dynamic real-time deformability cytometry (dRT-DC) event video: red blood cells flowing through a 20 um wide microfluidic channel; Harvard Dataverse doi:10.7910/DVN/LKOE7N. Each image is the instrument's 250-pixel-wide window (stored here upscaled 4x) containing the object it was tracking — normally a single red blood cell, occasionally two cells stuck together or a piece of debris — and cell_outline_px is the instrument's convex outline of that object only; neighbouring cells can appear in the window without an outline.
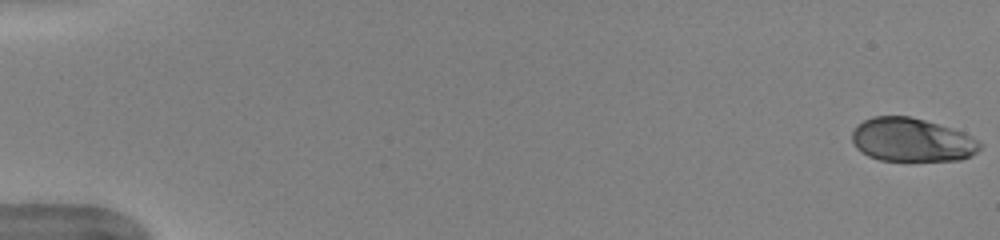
{"species": "human", "species_latin": "Homo sapiens", "temperature_condition": "warm", "stored_images_in_passage": 33, "camera_frame_rate_fps": 3000, "um_per_image_px": 0.085, "donor": {"sex": "female"}, "frame": {"image": 1, "passage_image": 1, "time_ms": 0.0, "image_size_px": [1000, 240], "cell_outline_px": [[980, 148], [972, 156], [960, 160], [880, 160], [868, 156], [856, 148], [852, 140], [852, 132], [856, 124], [872, 116], [908, 116], [924, 120], [964, 132], [972, 136], [980, 144]], "centroid_in_image_um": [77.48, 11.89], "position_along_channel_um": 7.5, "area_um2": 32.37}}
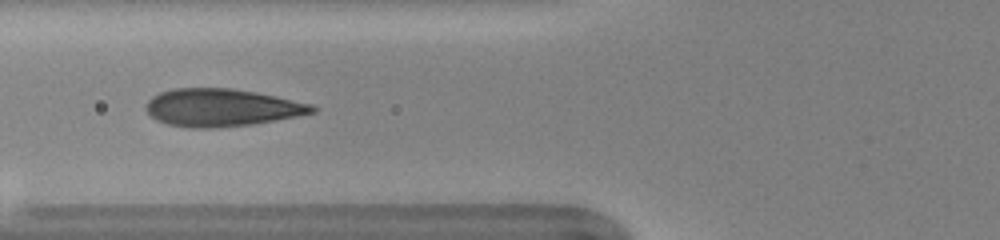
{"frame": {"image": 2, "passage_image": 21, "time_ms": 6.667, "image_size_px": [1000, 240], "cell_outline_px": [[316, 112], [276, 120], [252, 124], [216, 128], [192, 128], [168, 124], [156, 120], [144, 108], [144, 104], [152, 96], [160, 92], [172, 88], [232, 88], [256, 92], [276, 96], [312, 104], [316, 108]], "centroid_in_image_um": [18.81, 9.14], "position_along_channel_um": 107.0, "area_um2": 36.53}}
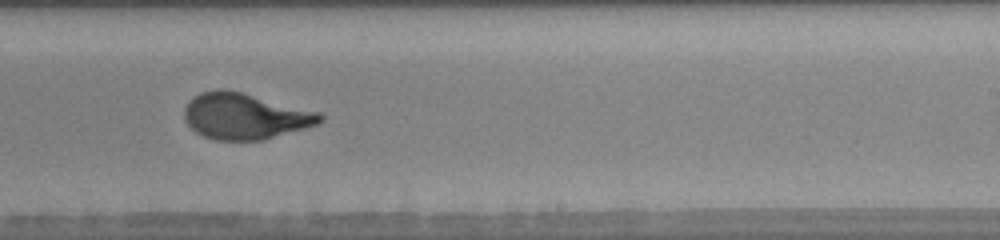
{"frame": {"image": 3, "passage_image": 33, "time_ms": 10.667, "image_size_px": [1000, 240], "cell_outline_px": [[324, 120], [320, 124], [264, 140], [216, 140], [204, 136], [196, 132], [184, 120], [184, 108], [200, 92], [216, 88], [220, 88], [240, 92], [320, 112], [324, 116]], "centroid_in_image_um": [20.85, 9.88], "position_along_channel_um": 268.1, "area_um2": 36.36}}